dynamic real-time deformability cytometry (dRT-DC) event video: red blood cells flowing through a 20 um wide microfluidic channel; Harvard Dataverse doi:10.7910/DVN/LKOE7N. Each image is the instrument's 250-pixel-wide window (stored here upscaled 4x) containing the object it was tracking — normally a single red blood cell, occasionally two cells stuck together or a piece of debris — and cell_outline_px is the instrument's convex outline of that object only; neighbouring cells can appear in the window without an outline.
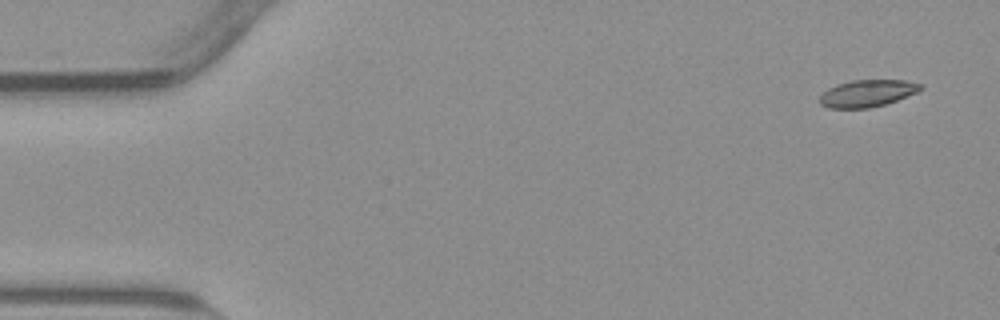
{"species": "common noctule bat (a hibernating species)", "species_latin": "Nyctalus noctula", "temperature_condition": "warm", "stored_images_in_passage": 53, "camera_frame_rate_fps": 3000, "um_per_image_px": 0.085, "animal": {"sex": "male", "body_mass_g": 23.1, "forearm_length_mm": 52.7}, "frame": {"image": 1, "passage_image": 1, "time_ms": 0.0, "image_size_px": [1000, 320], "cell_outline_px": [[924, 88], [916, 92], [896, 100], [884, 104], [868, 108], [828, 108], [820, 104], [820, 96], [828, 88], [836, 84], [852, 80], [904, 80], [924, 84]], "centroid_in_image_um": [73.72, 7.92], "position_along_channel_um": 11.3, "area_um2": 15.84}}
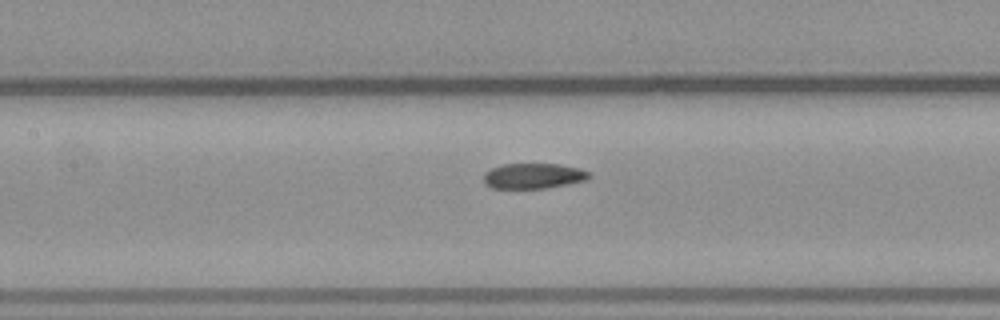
{"frame": {"image": 2, "passage_image": 23, "time_ms": 7.333, "image_size_px": [1000, 320], "cell_outline_px": [[592, 176], [588, 180], [568, 184], [544, 188], [492, 188], [484, 184], [484, 172], [492, 168], [504, 164], [560, 164], [580, 168], [592, 172]], "centroid_in_image_um": [45.39, 14.95], "position_along_channel_um": 162.0, "area_um2": 15.78}}
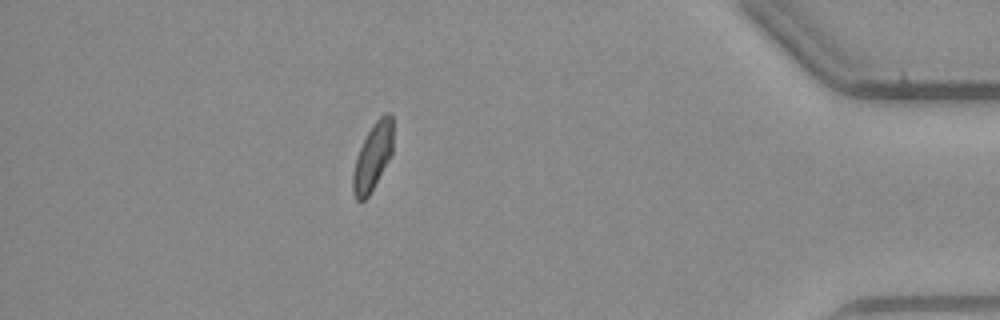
{"frame": {"image": 3, "passage_image": 46, "time_ms": 15.0, "image_size_px": [1000, 320], "cell_outline_px": [[392, 152], [388, 160], [368, 196], [364, 200], [356, 200], [352, 192], [352, 172], [360, 148], [368, 132], [376, 120], [384, 112], [392, 112]], "centroid_in_image_um": [31.67, 13.31], "position_along_channel_um": 403.5, "area_um2": 15.37}, "authors_computed_cell_mechanics": {"area_um2": 16.2996, "velocity_mm_per_s": 3.8075, "shape_relaxation_time_tau1_ms": null, "shape_relaxation_time_tau2_ms": 6.9173, "deformation_change_tau1": null, "deformation_change_tau2": 0.1123}}